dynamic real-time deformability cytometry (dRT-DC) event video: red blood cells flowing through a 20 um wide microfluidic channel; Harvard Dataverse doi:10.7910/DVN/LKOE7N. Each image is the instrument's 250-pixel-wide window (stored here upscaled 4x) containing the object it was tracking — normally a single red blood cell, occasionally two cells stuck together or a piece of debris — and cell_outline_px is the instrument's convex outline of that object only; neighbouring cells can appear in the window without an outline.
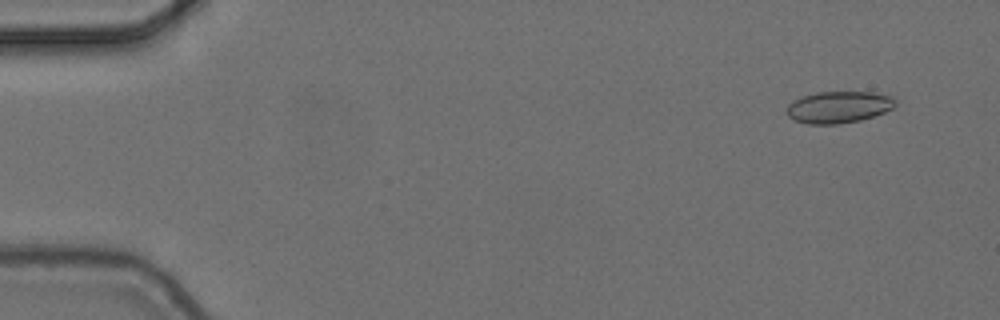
{"species": "common noctule bat (a hibernating species)", "species_latin": "Nyctalus noctula", "temperature_condition": "cold", "stored_images_in_passage": 9, "camera_frame_rate_fps": 3000, "um_per_image_px": 0.085, "animal": {"sex": "female", "body_mass_g": 24.6, "forearm_length_mm": 56.2}, "frame": {"image": 1, "passage_image": 2, "time_ms": 0.333, "image_size_px": [1000, 320], "cell_outline_px": [[896, 104], [892, 108], [884, 112], [860, 120], [840, 124], [808, 124], [796, 120], [788, 116], [788, 104], [792, 100], [800, 96], [816, 92], [872, 92], [892, 96], [896, 100]], "centroid_in_image_um": [71.28, 9.09], "position_along_channel_um": 13.7, "area_um2": 20.11}}
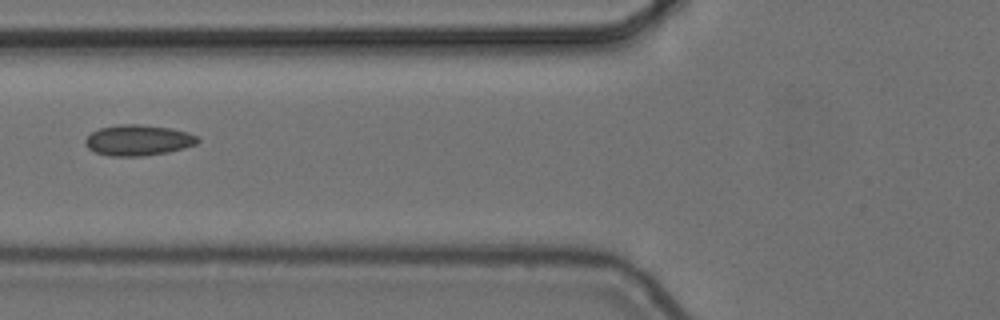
{"frame": {"image": 2, "passage_image": 7, "time_ms": 2.0, "image_size_px": [1000, 320], "cell_outline_px": [[200, 140], [196, 144], [184, 148], [168, 152], [140, 156], [108, 156], [96, 152], [88, 148], [84, 144], [84, 140], [92, 132], [100, 128], [120, 124], [140, 124], [172, 128], [188, 132], [196, 136]], "centroid_in_image_um": [11.74, 11.91], "position_along_channel_um": 114.1, "area_um2": 20.17}}
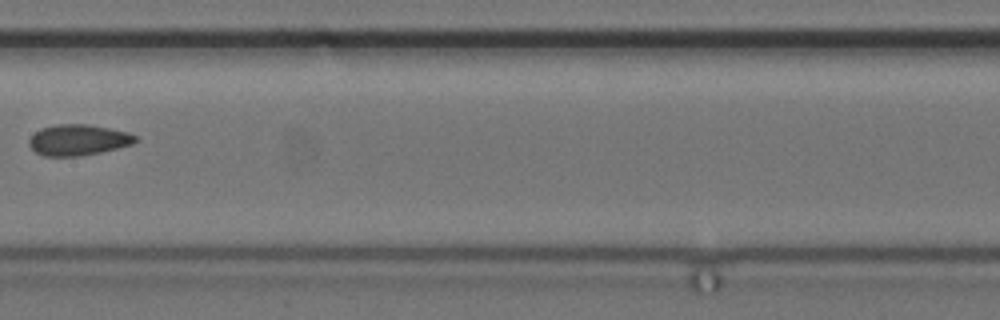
{"frame": {"image": 3, "passage_image": 9, "time_ms": 2.667, "image_size_px": [1000, 320], "cell_outline_px": [[140, 140], [132, 144], [100, 152], [80, 156], [44, 156], [36, 152], [28, 144], [28, 140], [40, 128], [60, 124], [88, 124], [128, 132], [136, 136]], "centroid_in_image_um": [6.65, 11.89], "position_along_channel_um": 200.7, "area_um2": 19.07}}